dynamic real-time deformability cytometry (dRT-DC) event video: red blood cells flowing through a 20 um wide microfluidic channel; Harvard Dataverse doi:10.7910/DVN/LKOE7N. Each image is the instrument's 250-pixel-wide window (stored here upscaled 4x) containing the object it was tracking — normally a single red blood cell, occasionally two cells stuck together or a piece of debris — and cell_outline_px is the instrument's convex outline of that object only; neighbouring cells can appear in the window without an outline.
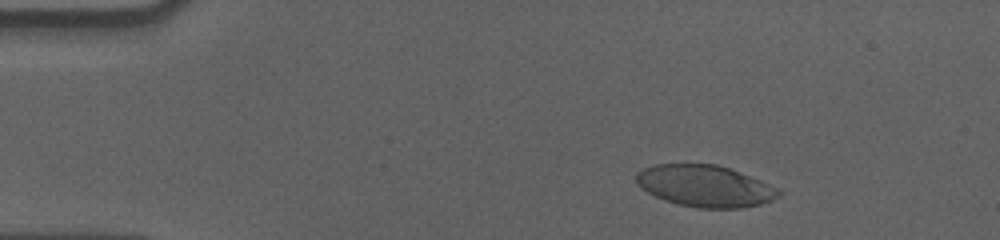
{"species": "human", "species_latin": "Homo sapiens", "temperature_condition": "cold", "stored_images_in_passage": 48, "camera_frame_rate_fps": 3000, "um_per_image_px": 0.085, "donor": {"sex": "male"}, "frame": {"image": 1, "passage_image": 8, "time_ms": 2.333, "image_size_px": [1000, 240], "cell_outline_px": [[784, 192], [780, 196], [772, 200], [760, 204], [740, 208], [696, 208], [676, 204], [664, 200], [640, 188], [636, 184], [636, 172], [644, 168], [656, 164], [716, 164], [740, 172], [780, 188]], "centroid_in_image_um": [59.93, 15.82], "position_along_channel_um": 25.1, "area_um2": 34.8}}
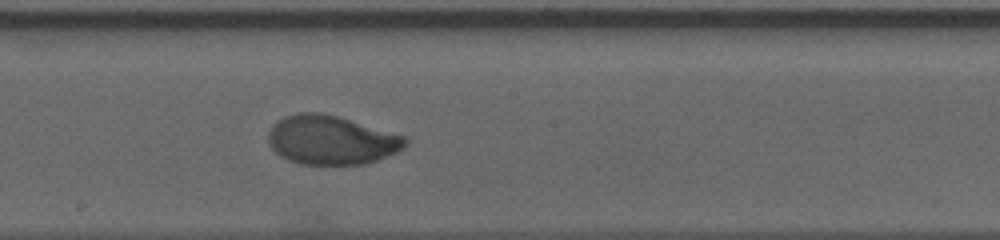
{"frame": {"image": 2, "passage_image": 31, "time_ms": 10.0, "image_size_px": [1000, 240], "cell_outline_px": [[408, 144], [404, 148], [396, 152], [376, 160], [364, 164], [300, 164], [288, 160], [280, 156], [272, 148], [268, 140], [268, 132], [272, 124], [284, 116], [300, 112], [320, 112], [336, 116], [408, 136]], "centroid_in_image_um": [28.16, 11.89], "position_along_channel_um": 220.0, "area_um2": 39.25}}
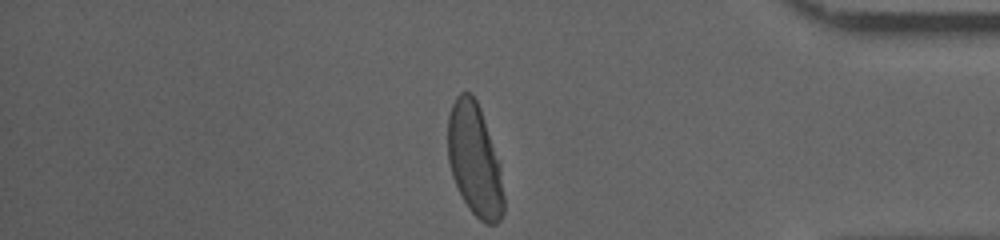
{"frame": {"image": 3, "passage_image": 48, "time_ms": 15.667, "image_size_px": [1000, 240], "cell_outline_px": [[504, 212], [500, 220], [496, 224], [488, 224], [480, 220], [468, 208], [452, 176], [448, 160], [448, 116], [452, 104], [456, 96], [460, 92], [472, 92], [480, 108], [500, 160], [504, 196]], "centroid_in_image_um": [40.36, 13.59], "position_along_channel_um": 394.8, "area_um2": 36.99}, "authors_computed_cell_mechanics": {"area_um2": 38.2636, "velocity_mm_per_s": 3.5584, "shape_relaxation_time_tau1_ms": 3.9213, "shape_relaxation_time_tau2_ms": null, "deformation_change_tau1": 0.1875, "deformation_change_tau2": null}}